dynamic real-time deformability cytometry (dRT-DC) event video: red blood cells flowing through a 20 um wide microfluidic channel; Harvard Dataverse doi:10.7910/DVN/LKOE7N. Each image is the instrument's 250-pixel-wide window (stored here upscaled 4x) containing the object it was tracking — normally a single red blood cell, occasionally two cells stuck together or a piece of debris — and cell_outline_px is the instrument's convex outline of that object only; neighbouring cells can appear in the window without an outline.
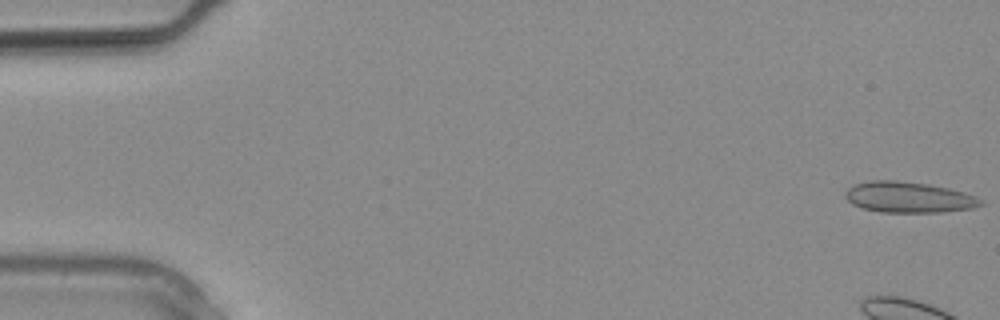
{"species": "common noctule bat (a hibernating species)", "species_latin": "Nyctalus noctula", "temperature_condition": "warm", "stored_images_in_passage": 13, "camera_frame_rate_fps": 3000, "um_per_image_px": 0.085, "animal": {"sex": "male", "body_mass_g": 20.4}, "frame": {"image": 1, "passage_image": 1, "time_ms": 0.0, "image_size_px": [1000, 320], "cell_outline_px": [[984, 204], [972, 208], [944, 212], [880, 212], [864, 208], [852, 204], [844, 196], [844, 192], [848, 188], [856, 184], [872, 180], [896, 180], [928, 184], [948, 188], [964, 192], [984, 200]], "centroid_in_image_um": [77.25, 16.77], "position_along_channel_um": 7.8, "area_um2": 24.33}}
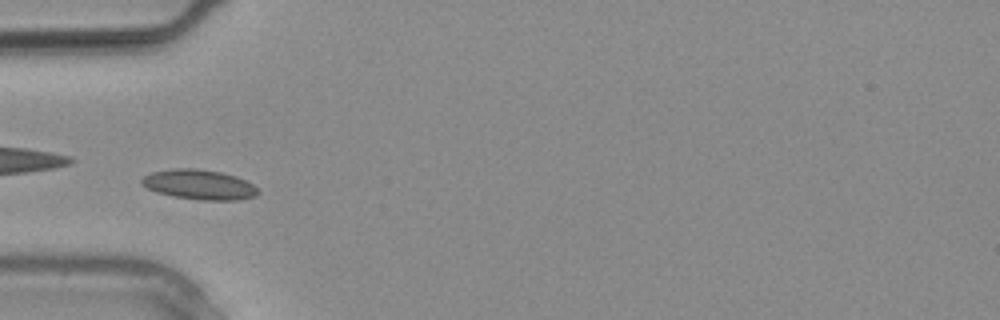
{"frame": {"image": 2, "passage_image": 10, "time_ms": 3.0, "image_size_px": [1000, 320], "cell_outline_px": [[260, 192], [256, 196], [240, 200], [200, 200], [172, 196], [156, 192], [140, 184], [140, 180], [144, 176], [152, 172], [172, 168], [196, 168], [220, 172], [236, 176], [252, 184]], "centroid_in_image_um": [16.92, 15.69], "position_along_channel_um": 68.1, "area_um2": 20.35}}